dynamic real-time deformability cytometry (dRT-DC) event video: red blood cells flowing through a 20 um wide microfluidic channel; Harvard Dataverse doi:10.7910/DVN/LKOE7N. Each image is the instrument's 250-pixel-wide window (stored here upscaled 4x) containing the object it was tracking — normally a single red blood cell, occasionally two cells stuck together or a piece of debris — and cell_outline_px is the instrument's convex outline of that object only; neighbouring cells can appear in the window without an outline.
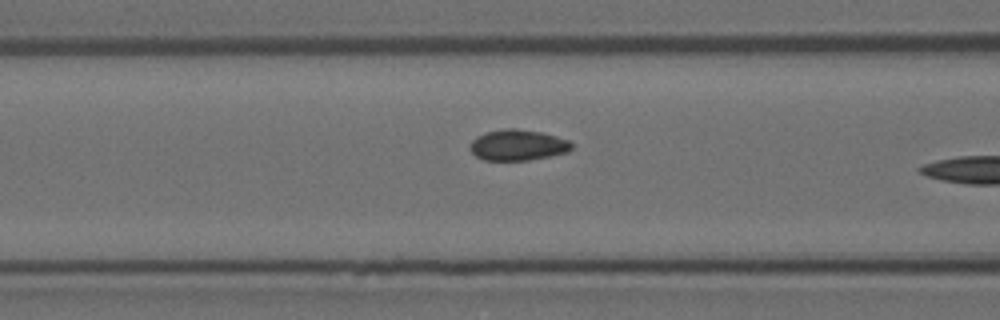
{"species": "Egyptian fruit bat (a non-hibernating species)", "species_latin": "Rousettus aegyptiacus", "temperature_condition": "room temperature", "stored_images_in_passage": 8, "camera_frame_rate_fps": 3000, "um_per_image_px": 0.085, "animal": {"sex": "female"}, "frame": {"image": 1, "passage_image": 6, "time_ms": 1.667, "image_size_px": [1000, 320], "cell_outline_px": [[572, 148], [568, 152], [528, 160], [484, 160], [476, 156], [468, 148], [468, 144], [476, 136], [484, 132], [504, 128], [516, 128], [544, 132], [568, 140], [572, 144]], "centroid_in_image_um": [43.97, 12.31], "position_along_channel_um": 122.6, "area_um2": 18.5}}